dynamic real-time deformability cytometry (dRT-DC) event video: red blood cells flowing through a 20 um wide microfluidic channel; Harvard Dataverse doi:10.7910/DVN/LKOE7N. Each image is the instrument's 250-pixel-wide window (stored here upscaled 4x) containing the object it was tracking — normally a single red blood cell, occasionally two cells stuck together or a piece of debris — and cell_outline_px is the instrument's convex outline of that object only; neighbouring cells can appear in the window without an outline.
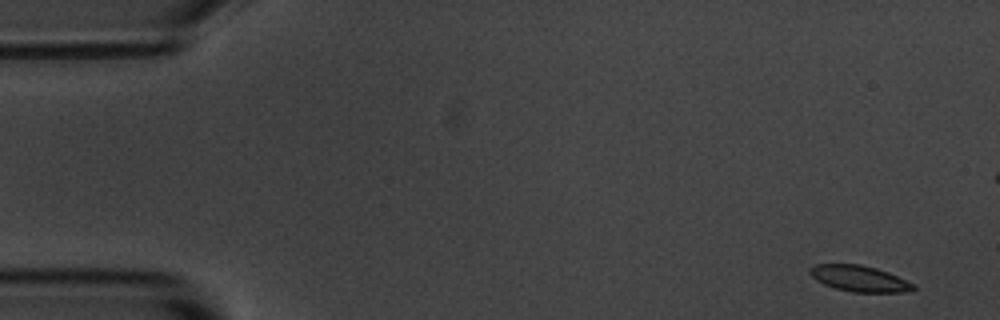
{"species": "common noctule bat (a hibernating species)", "species_latin": "Nyctalus noctula", "temperature_condition": "room temperature", "stored_images_in_passage": 10, "camera_frame_rate_fps": 3000, "um_per_image_px": 0.085, "animal": {"sex": "male", "body_mass_g": 20.1, "forearm_length_mm": 53.5}, "frame": {"image": 1, "passage_image": 1, "time_ms": 0.0, "image_size_px": [1000, 320], "cell_outline_px": [[916, 288], [912, 292], [852, 292], [836, 288], [824, 284], [816, 280], [808, 272], [808, 268], [816, 264], [860, 264], [876, 268], [888, 272], [916, 284]], "centroid_in_image_um": [73.08, 23.68], "position_along_channel_um": 11.9, "area_um2": 15.84}}
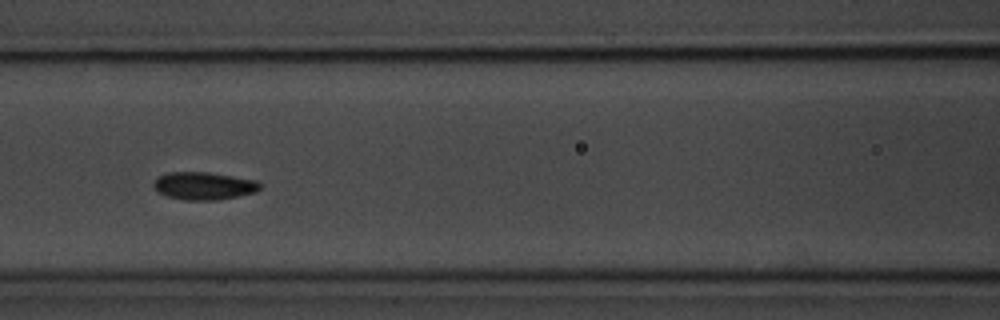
{"frame": {"image": 2, "passage_image": 7, "time_ms": 7.0, "image_size_px": [1000, 320], "cell_outline_px": [[260, 188], [256, 192], [216, 200], [184, 200], [168, 196], [160, 192], [152, 184], [156, 176], [168, 172], [208, 172], [256, 180], [260, 184]], "centroid_in_image_um": [17.3, 15.78], "position_along_channel_um": 149.3, "area_um2": 17.05}}